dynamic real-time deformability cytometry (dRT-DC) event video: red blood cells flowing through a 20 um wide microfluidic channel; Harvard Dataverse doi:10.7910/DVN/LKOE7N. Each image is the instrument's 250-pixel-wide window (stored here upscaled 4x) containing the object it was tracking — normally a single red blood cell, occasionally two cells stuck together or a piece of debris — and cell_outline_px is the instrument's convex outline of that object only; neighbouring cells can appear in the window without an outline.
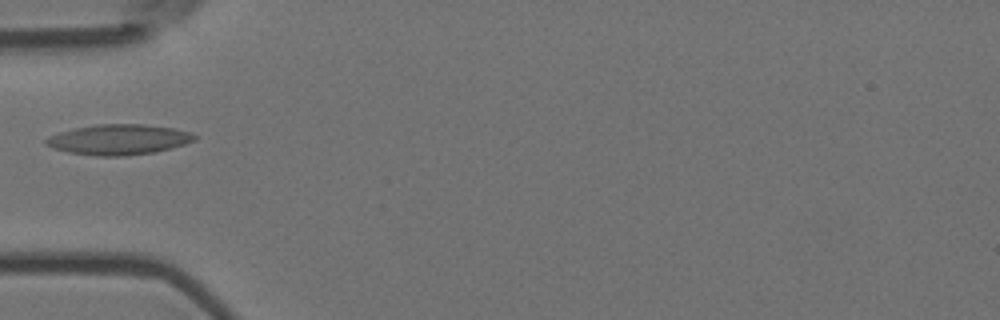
{"species": "Egyptian fruit bat (a non-hibernating species)", "species_latin": "Rousettus aegyptiacus", "temperature_condition": "room temperature", "stored_images_in_passage": 9, "camera_frame_rate_fps": 3000, "um_per_image_px": 0.085, "animal": {"sex": "female"}, "frame": {"image": 1, "passage_image": 1, "time_ms": 0.0, "image_size_px": [1000, 320], "cell_outline_px": [[196, 140], [184, 144], [152, 152], [124, 156], [96, 156], [68, 152], [44, 144], [44, 140], [48, 136], [60, 132], [76, 128], [96, 124], [144, 124], [172, 128], [188, 132], [196, 136]], "centroid_in_image_um": [10.05, 11.86], "position_along_channel_um": 74.9, "area_um2": 25.95}}
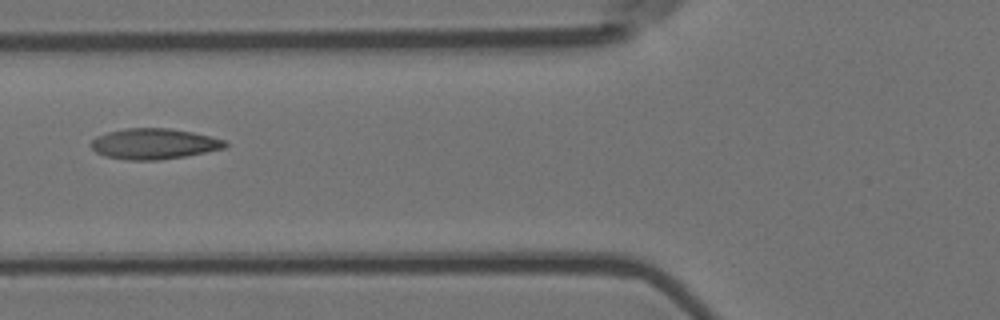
{"frame": {"image": 2, "passage_image": 4, "time_ms": 1.0, "image_size_px": [1000, 320], "cell_outline_px": [[228, 144], [224, 148], [184, 156], [160, 160], [128, 160], [104, 156], [96, 152], [88, 144], [96, 136], [108, 132], [124, 128], [168, 128], [192, 132], [224, 140]], "centroid_in_image_um": [13.03, 12.22], "position_along_channel_um": 112.8, "area_um2": 23.87}}